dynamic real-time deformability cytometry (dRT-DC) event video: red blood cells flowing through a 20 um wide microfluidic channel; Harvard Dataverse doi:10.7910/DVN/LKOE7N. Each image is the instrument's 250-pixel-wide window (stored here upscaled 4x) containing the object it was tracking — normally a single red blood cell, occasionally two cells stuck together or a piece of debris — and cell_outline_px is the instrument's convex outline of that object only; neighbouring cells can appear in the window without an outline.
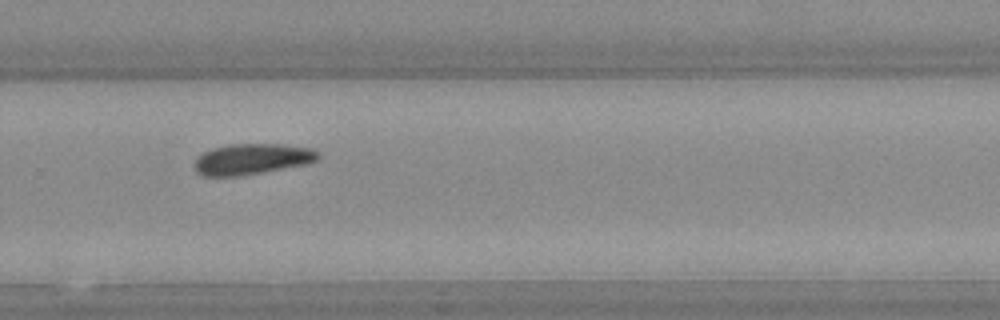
{"species": "Egyptian fruit bat (a non-hibernating species)", "species_latin": "Rousettus aegyptiacus", "temperature_condition": "warm", "stored_images_in_passage": 26, "camera_frame_rate_fps": 3000, "um_per_image_px": 0.085, "animal": {"sex": "female"}, "frame": {"image": 1, "passage_image": 19, "time_ms": 6.0, "image_size_px": [1000, 320], "cell_outline_px": [[320, 156], [316, 160], [308, 164], [240, 176], [204, 176], [196, 172], [192, 164], [204, 152], [212, 148], [228, 144], [280, 144], [316, 148], [320, 152]], "centroid_in_image_um": [21.45, 13.51], "position_along_channel_um": 308.3, "area_um2": 22.48}}
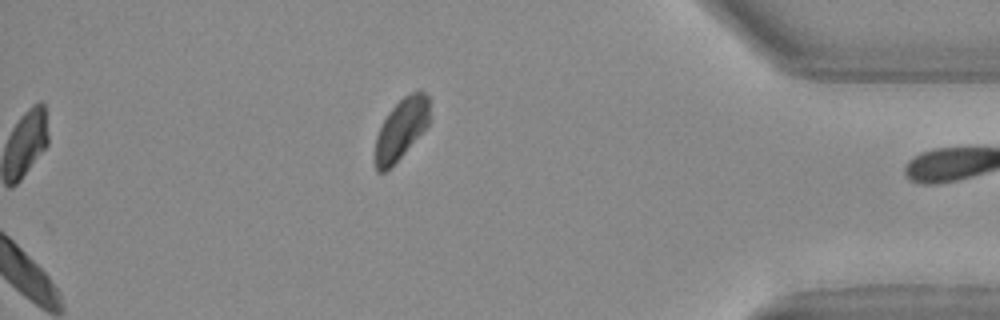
{"frame": {"image": 2, "passage_image": 26, "time_ms": 8.333, "image_size_px": [1000, 320], "cell_outline_px": [[432, 120], [404, 152], [384, 172], [376, 172], [376, 136], [388, 112], [404, 96], [420, 88], [428, 96]], "centroid_in_image_um": [34.15, 10.88], "position_along_channel_um": 401.0, "area_um2": 19.02}}